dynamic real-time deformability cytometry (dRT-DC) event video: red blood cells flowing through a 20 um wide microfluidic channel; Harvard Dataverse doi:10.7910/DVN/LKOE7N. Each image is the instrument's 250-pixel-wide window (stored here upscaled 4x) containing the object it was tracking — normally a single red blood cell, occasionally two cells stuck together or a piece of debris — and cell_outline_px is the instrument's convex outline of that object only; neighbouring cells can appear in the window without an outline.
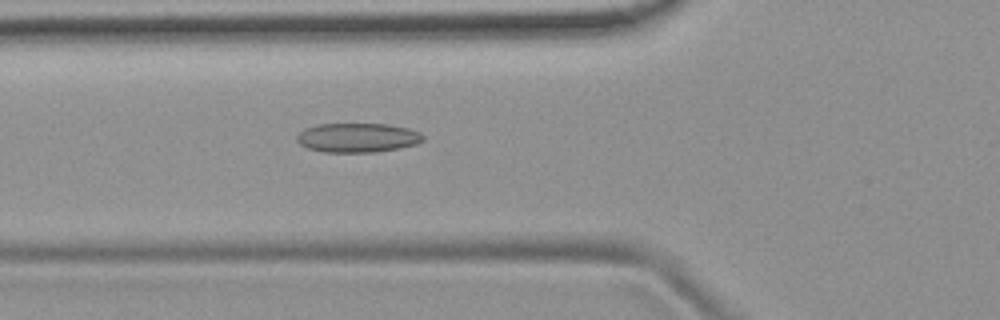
{"species": "common noctule bat (a hibernating species)", "species_latin": "Nyctalus noctula", "temperature_condition": "room temperature", "stored_images_in_passage": 3, "camera_frame_rate_fps": 3000, "um_per_image_px": 0.085, "animal": {"sex": "female", "body_mass_g": 19.9}, "frame": {"image": 1, "passage_image": 3, "time_ms": 3.333, "image_size_px": [1000, 320], "cell_outline_px": [[424, 140], [416, 144], [400, 148], [376, 152], [324, 152], [308, 148], [300, 144], [296, 140], [296, 136], [304, 128], [316, 124], [388, 124], [408, 128], [420, 132], [424, 136]], "centroid_in_image_um": [30.39, 11.7], "position_along_channel_um": 95.4, "area_um2": 21.68}}